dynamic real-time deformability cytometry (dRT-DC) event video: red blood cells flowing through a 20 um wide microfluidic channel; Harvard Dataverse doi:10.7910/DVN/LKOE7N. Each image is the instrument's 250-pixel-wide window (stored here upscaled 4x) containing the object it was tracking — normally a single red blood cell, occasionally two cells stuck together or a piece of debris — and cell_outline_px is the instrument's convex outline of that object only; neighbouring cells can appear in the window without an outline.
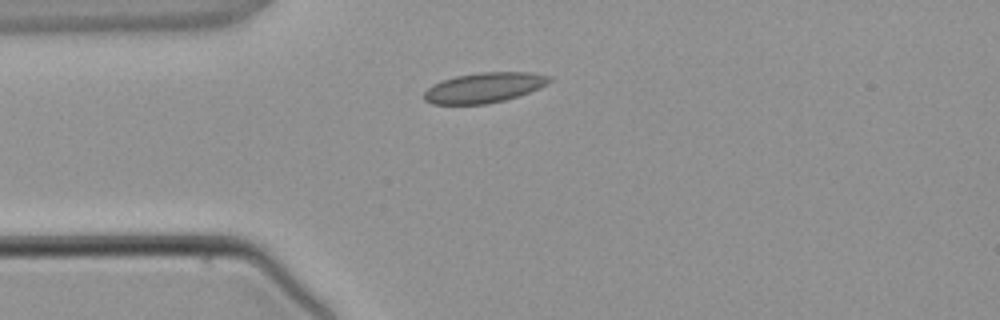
{"species": "common noctule bat (a hibernating species)", "species_latin": "Nyctalus noctula", "temperature_condition": "warm", "stored_images_in_passage": 2, "camera_frame_rate_fps": 3000, "um_per_image_px": 0.085, "animal": {"sex": "male", "body_mass_g": 21.5, "forearm_length_mm": 52.0}, "frame": {"image": 1, "passage_image": 1, "time_ms": 0.0, "image_size_px": [1000, 320], "cell_outline_px": [[552, 80], [540, 88], [504, 100], [488, 104], [432, 104], [424, 100], [424, 92], [428, 88], [444, 80], [456, 76], [480, 72], [532, 72], [552, 76]], "centroid_in_image_um": [41.18, 7.44], "position_along_channel_um": 43.8, "area_um2": 21.85}}
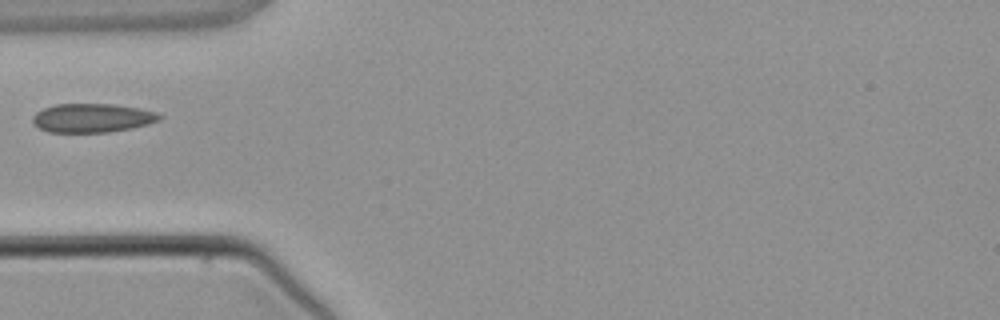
{"frame": {"image": 2, "passage_image": 2, "time_ms": 1.0, "image_size_px": [1000, 320], "cell_outline_px": [[164, 116], [160, 120], [148, 124], [132, 128], [108, 132], [48, 132], [32, 124], [32, 116], [36, 112], [44, 108], [56, 104], [112, 104], [140, 108], [156, 112]], "centroid_in_image_um": [7.84, 10.02], "position_along_channel_um": 77.2, "area_um2": 21.44}}